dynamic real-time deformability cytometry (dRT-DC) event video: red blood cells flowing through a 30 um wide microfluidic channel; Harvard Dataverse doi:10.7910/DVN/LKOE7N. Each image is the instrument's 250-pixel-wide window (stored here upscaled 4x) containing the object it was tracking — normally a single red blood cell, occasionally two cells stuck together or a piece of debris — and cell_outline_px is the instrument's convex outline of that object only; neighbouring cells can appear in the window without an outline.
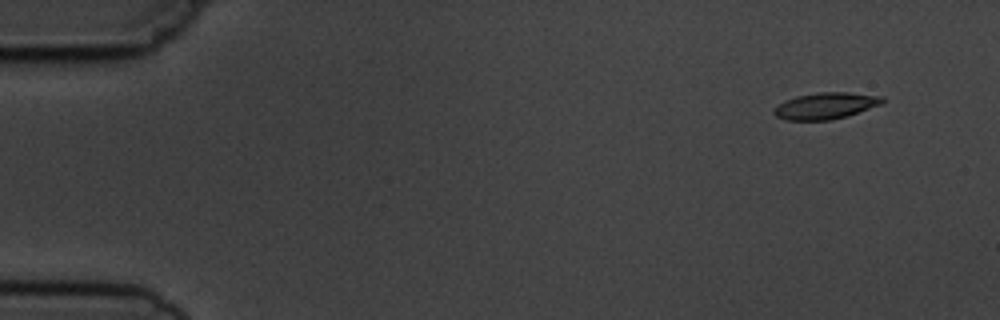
{"species": "common noctule bat (a hibernating species)", "species_latin": "Nyctalus noctula", "temperature_condition": "cold", "stored_images_in_passage": 5, "camera_frame_rate_fps": 3000, "um_per_image_px": 0.085, "animal": {"sex": "male", "body_mass_g": 19.5, "forearm_length_mm": 54.6}, "frame": {"image": 1, "passage_image": 1, "time_ms": 0.0, "image_size_px": [1000, 320], "cell_outline_px": [[884, 100], [880, 104], [848, 116], [832, 120], [784, 120], [776, 116], [772, 112], [772, 108], [784, 100], [796, 96], [820, 92], [848, 92], [884, 96]], "centroid_in_image_um": [70.13, 8.99], "position_along_channel_um": 14.9, "area_um2": 16.88}}